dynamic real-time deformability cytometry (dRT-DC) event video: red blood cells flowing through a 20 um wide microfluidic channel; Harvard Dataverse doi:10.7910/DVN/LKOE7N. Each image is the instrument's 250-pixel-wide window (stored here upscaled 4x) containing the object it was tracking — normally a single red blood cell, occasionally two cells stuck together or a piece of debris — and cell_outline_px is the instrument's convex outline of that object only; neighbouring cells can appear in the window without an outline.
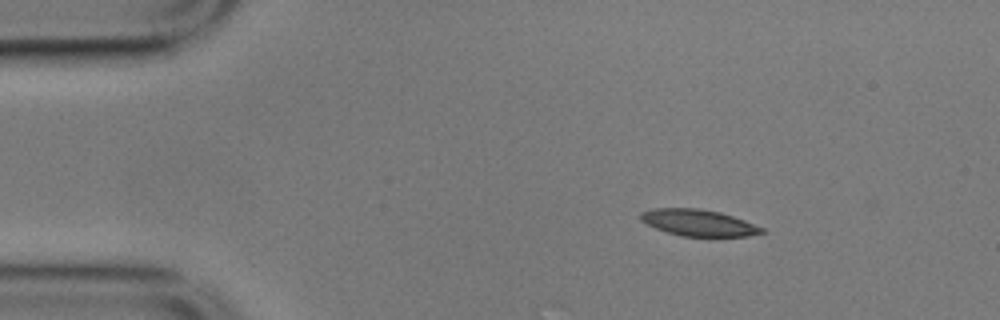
{"species": "common noctule bat (a hibernating species)", "species_latin": "Nyctalus noctula", "temperature_condition": "cold", "stored_images_in_passage": 49, "camera_frame_rate_fps": 3000, "um_per_image_px": 0.085, "animal": {"sex": "male", "body_mass_g": 17.9}, "frame": {"image": 1, "passage_image": 1, "time_ms": 0.0, "image_size_px": [1000, 320], "cell_outline_px": [[764, 232], [748, 236], [680, 236], [656, 228], [640, 220], [640, 212], [652, 208], [696, 208], [720, 212], [744, 220], [764, 228]], "centroid_in_image_um": [59.35, 18.92], "position_along_channel_um": 25.7, "area_um2": 18.55}}
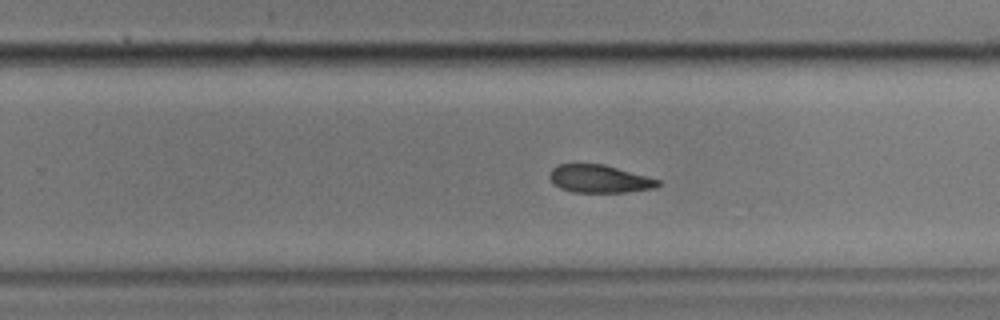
{"frame": {"image": 2, "passage_image": 28, "time_ms": 9.0, "image_size_px": [1000, 320], "cell_outline_px": [[660, 184], [656, 188], [624, 192], [572, 192], [560, 188], [552, 184], [548, 176], [552, 168], [556, 164], [604, 164], [648, 176], [660, 180]], "centroid_in_image_um": [50.92, 15.2], "position_along_channel_um": 278.9, "area_um2": 17.74}}
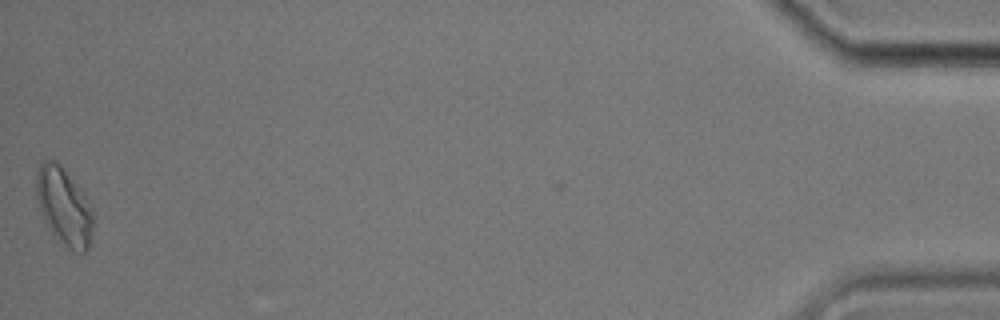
{"frame": {"image": 3, "passage_image": 49, "time_ms": 16.0, "image_size_px": [1000, 320], "cell_outline_px": [[92, 232], [88, 248], [84, 252], [80, 252], [68, 248], [56, 240], [48, 228], [40, 212], [36, 196], [36, 172], [40, 160], [56, 160], [60, 164], [80, 188], [92, 212]], "centroid_in_image_um": [5.39, 17.53], "position_along_channel_um": 429.8, "area_um2": 25.66}, "authors_computed_cell_mechanics": {"area_um2": 18.9584, "velocity_mm_per_s": 3.5001, "shape_relaxation_time_tau1_ms": 6.2575, "shape_relaxation_time_tau2_ms": null, "deformation_change_tau1": 0.141, "deformation_change_tau2": null}}